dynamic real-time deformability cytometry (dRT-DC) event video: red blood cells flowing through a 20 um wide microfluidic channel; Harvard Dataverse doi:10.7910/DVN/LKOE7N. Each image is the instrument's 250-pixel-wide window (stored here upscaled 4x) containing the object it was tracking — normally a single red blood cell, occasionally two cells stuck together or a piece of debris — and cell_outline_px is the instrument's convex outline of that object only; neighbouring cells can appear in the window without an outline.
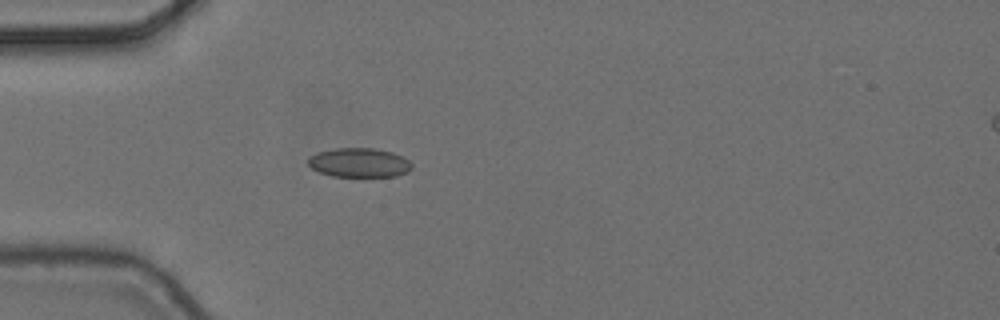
{"species": "common noctule bat (a hibernating species)", "species_latin": "Nyctalus noctula", "temperature_condition": "cold", "stored_images_in_passage": 3, "camera_frame_rate_fps": 3000, "um_per_image_px": 0.085, "animal": {"sex": "female", "body_mass_g": 24.6, "forearm_length_mm": 56.2}, "frame": {"image": 1, "passage_image": 3, "time_ms": 0.667, "image_size_px": [1000, 320], "cell_outline_px": [[412, 168], [408, 172], [396, 176], [332, 176], [320, 172], [312, 168], [308, 164], [308, 160], [316, 152], [336, 148], [376, 148], [392, 152], [408, 160], [412, 164]], "centroid_in_image_um": [30.54, 13.82], "position_along_channel_um": 54.5, "area_um2": 17.57}}